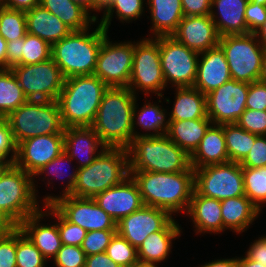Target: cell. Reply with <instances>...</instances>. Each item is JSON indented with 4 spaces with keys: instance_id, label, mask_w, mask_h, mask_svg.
<instances>
[{
    "instance_id": "6da1fadb",
    "label": "cell",
    "mask_w": 266,
    "mask_h": 267,
    "mask_svg": "<svg viewBox=\"0 0 266 267\" xmlns=\"http://www.w3.org/2000/svg\"><path fill=\"white\" fill-rule=\"evenodd\" d=\"M138 185L142 202L168 211L173 217L189 208L194 189V171L158 173L129 171Z\"/></svg>"
},
{
    "instance_id": "7a4b0ae2",
    "label": "cell",
    "mask_w": 266,
    "mask_h": 267,
    "mask_svg": "<svg viewBox=\"0 0 266 267\" xmlns=\"http://www.w3.org/2000/svg\"><path fill=\"white\" fill-rule=\"evenodd\" d=\"M138 96L128 87H108L91 125L106 147L128 149L134 139L133 108Z\"/></svg>"
},
{
    "instance_id": "3957f363",
    "label": "cell",
    "mask_w": 266,
    "mask_h": 267,
    "mask_svg": "<svg viewBox=\"0 0 266 267\" xmlns=\"http://www.w3.org/2000/svg\"><path fill=\"white\" fill-rule=\"evenodd\" d=\"M91 28L71 31L66 37L52 45L51 58L61 69L65 79L94 74L98 53L104 37L109 32L97 21L96 28L92 30Z\"/></svg>"
},
{
    "instance_id": "277c9868",
    "label": "cell",
    "mask_w": 266,
    "mask_h": 267,
    "mask_svg": "<svg viewBox=\"0 0 266 267\" xmlns=\"http://www.w3.org/2000/svg\"><path fill=\"white\" fill-rule=\"evenodd\" d=\"M107 89L94 74L65 79L56 100L64 127L91 126Z\"/></svg>"
},
{
    "instance_id": "5b68a950",
    "label": "cell",
    "mask_w": 266,
    "mask_h": 267,
    "mask_svg": "<svg viewBox=\"0 0 266 267\" xmlns=\"http://www.w3.org/2000/svg\"><path fill=\"white\" fill-rule=\"evenodd\" d=\"M129 153V171L175 173L194 171L190 155L166 134L133 139Z\"/></svg>"
},
{
    "instance_id": "8992f818",
    "label": "cell",
    "mask_w": 266,
    "mask_h": 267,
    "mask_svg": "<svg viewBox=\"0 0 266 267\" xmlns=\"http://www.w3.org/2000/svg\"><path fill=\"white\" fill-rule=\"evenodd\" d=\"M129 176L128 149L106 147L93 163L78 169L70 195L94 198L106 189L121 184Z\"/></svg>"
},
{
    "instance_id": "52a82bcc",
    "label": "cell",
    "mask_w": 266,
    "mask_h": 267,
    "mask_svg": "<svg viewBox=\"0 0 266 267\" xmlns=\"http://www.w3.org/2000/svg\"><path fill=\"white\" fill-rule=\"evenodd\" d=\"M233 80L252 83L266 78V50L255 33L225 35L218 44Z\"/></svg>"
},
{
    "instance_id": "ba28073f",
    "label": "cell",
    "mask_w": 266,
    "mask_h": 267,
    "mask_svg": "<svg viewBox=\"0 0 266 267\" xmlns=\"http://www.w3.org/2000/svg\"><path fill=\"white\" fill-rule=\"evenodd\" d=\"M5 120L9 123L17 145L36 136L64 134L65 129L56 100H28L13 110Z\"/></svg>"
},
{
    "instance_id": "9c48e42d",
    "label": "cell",
    "mask_w": 266,
    "mask_h": 267,
    "mask_svg": "<svg viewBox=\"0 0 266 267\" xmlns=\"http://www.w3.org/2000/svg\"><path fill=\"white\" fill-rule=\"evenodd\" d=\"M41 203L34 190L33 176L14 163L9 164L0 174V208L19 225L38 213Z\"/></svg>"
},
{
    "instance_id": "30bf717a",
    "label": "cell",
    "mask_w": 266,
    "mask_h": 267,
    "mask_svg": "<svg viewBox=\"0 0 266 267\" xmlns=\"http://www.w3.org/2000/svg\"><path fill=\"white\" fill-rule=\"evenodd\" d=\"M137 41V42H136ZM134 41L132 72L128 88L134 94L145 97L151 93L164 96L167 86L160 63L159 36L144 37Z\"/></svg>"
},
{
    "instance_id": "8fae6325",
    "label": "cell",
    "mask_w": 266,
    "mask_h": 267,
    "mask_svg": "<svg viewBox=\"0 0 266 267\" xmlns=\"http://www.w3.org/2000/svg\"><path fill=\"white\" fill-rule=\"evenodd\" d=\"M194 189L203 196L224 200L245 195L242 166L225 162L194 170Z\"/></svg>"
},
{
    "instance_id": "7c38bea8",
    "label": "cell",
    "mask_w": 266,
    "mask_h": 267,
    "mask_svg": "<svg viewBox=\"0 0 266 267\" xmlns=\"http://www.w3.org/2000/svg\"><path fill=\"white\" fill-rule=\"evenodd\" d=\"M160 63L167 88L193 87L199 53L172 36H159ZM169 85V86H168Z\"/></svg>"
},
{
    "instance_id": "4fadbf2b",
    "label": "cell",
    "mask_w": 266,
    "mask_h": 267,
    "mask_svg": "<svg viewBox=\"0 0 266 267\" xmlns=\"http://www.w3.org/2000/svg\"><path fill=\"white\" fill-rule=\"evenodd\" d=\"M28 100H57L65 77L52 58L47 61L17 65L11 69Z\"/></svg>"
},
{
    "instance_id": "5bb4252c",
    "label": "cell",
    "mask_w": 266,
    "mask_h": 267,
    "mask_svg": "<svg viewBox=\"0 0 266 267\" xmlns=\"http://www.w3.org/2000/svg\"><path fill=\"white\" fill-rule=\"evenodd\" d=\"M133 53L134 41L112 42L107 34L98 53L94 75L108 87H128Z\"/></svg>"
},
{
    "instance_id": "9a60e30c",
    "label": "cell",
    "mask_w": 266,
    "mask_h": 267,
    "mask_svg": "<svg viewBox=\"0 0 266 267\" xmlns=\"http://www.w3.org/2000/svg\"><path fill=\"white\" fill-rule=\"evenodd\" d=\"M249 83L229 80L206 94L208 118L213 124L236 123L246 109Z\"/></svg>"
},
{
    "instance_id": "2e32d148",
    "label": "cell",
    "mask_w": 266,
    "mask_h": 267,
    "mask_svg": "<svg viewBox=\"0 0 266 267\" xmlns=\"http://www.w3.org/2000/svg\"><path fill=\"white\" fill-rule=\"evenodd\" d=\"M51 205L70 223L79 225L87 232L116 229V222L93 198H79L64 195L56 198Z\"/></svg>"
},
{
    "instance_id": "e0dca14e",
    "label": "cell",
    "mask_w": 266,
    "mask_h": 267,
    "mask_svg": "<svg viewBox=\"0 0 266 267\" xmlns=\"http://www.w3.org/2000/svg\"><path fill=\"white\" fill-rule=\"evenodd\" d=\"M45 217L47 220L52 218L54 224L46 223ZM42 221H45V224ZM18 228L49 262L63 245L58 230V211L51 204L43 205L38 213L28 216L18 225Z\"/></svg>"
},
{
    "instance_id": "ac0fdd59",
    "label": "cell",
    "mask_w": 266,
    "mask_h": 267,
    "mask_svg": "<svg viewBox=\"0 0 266 267\" xmlns=\"http://www.w3.org/2000/svg\"><path fill=\"white\" fill-rule=\"evenodd\" d=\"M64 151V135L50 134L25 139L17 145L14 164L33 177Z\"/></svg>"
},
{
    "instance_id": "d6986e66",
    "label": "cell",
    "mask_w": 266,
    "mask_h": 267,
    "mask_svg": "<svg viewBox=\"0 0 266 267\" xmlns=\"http://www.w3.org/2000/svg\"><path fill=\"white\" fill-rule=\"evenodd\" d=\"M173 218L164 209L143 205L117 222L116 232L138 248L150 234L161 231Z\"/></svg>"
},
{
    "instance_id": "ffe728a7",
    "label": "cell",
    "mask_w": 266,
    "mask_h": 267,
    "mask_svg": "<svg viewBox=\"0 0 266 267\" xmlns=\"http://www.w3.org/2000/svg\"><path fill=\"white\" fill-rule=\"evenodd\" d=\"M93 199L116 223L144 205L138 185L131 176L121 184L97 194Z\"/></svg>"
},
{
    "instance_id": "44dd1931",
    "label": "cell",
    "mask_w": 266,
    "mask_h": 267,
    "mask_svg": "<svg viewBox=\"0 0 266 267\" xmlns=\"http://www.w3.org/2000/svg\"><path fill=\"white\" fill-rule=\"evenodd\" d=\"M171 36L198 53L217 46L220 39L210 15L184 16Z\"/></svg>"
},
{
    "instance_id": "7402d4cb",
    "label": "cell",
    "mask_w": 266,
    "mask_h": 267,
    "mask_svg": "<svg viewBox=\"0 0 266 267\" xmlns=\"http://www.w3.org/2000/svg\"><path fill=\"white\" fill-rule=\"evenodd\" d=\"M231 79L227 59L219 45L199 53L193 87L206 95Z\"/></svg>"
},
{
    "instance_id": "603a6c76",
    "label": "cell",
    "mask_w": 266,
    "mask_h": 267,
    "mask_svg": "<svg viewBox=\"0 0 266 267\" xmlns=\"http://www.w3.org/2000/svg\"><path fill=\"white\" fill-rule=\"evenodd\" d=\"M64 150L76 160L78 168L94 162L106 148L91 126L66 127L64 129Z\"/></svg>"
},
{
    "instance_id": "cb8c5ba5",
    "label": "cell",
    "mask_w": 266,
    "mask_h": 267,
    "mask_svg": "<svg viewBox=\"0 0 266 267\" xmlns=\"http://www.w3.org/2000/svg\"><path fill=\"white\" fill-rule=\"evenodd\" d=\"M72 161H74V160L64 150L58 157L51 160L48 164L43 166L35 174V176L33 177L34 178V190H35L38 198H40L38 195L39 191L37 189L38 187H40V186H38V180L39 179L40 180L43 179L42 181L44 182V184H46V187L50 186L52 188L54 187L53 185H55L53 180H55V179L59 180L60 179V181H63L62 182L63 185L61 186V188H63V189H62L61 193L57 196L47 193L45 196H43V200H41L42 201L41 206L51 204L56 198L64 196V195H70L73 192V188H74L75 183H76L79 168L77 167V165H74L73 167H71ZM64 166H65V168H64ZM66 167L68 168V170L66 169ZM69 168H71L73 171L71 170V172H70ZM51 175L53 178L52 177L50 178ZM40 176H41V178H40ZM35 178L37 180H35ZM46 179H47V182H45ZM65 179H66V181H65Z\"/></svg>"
},
{
    "instance_id": "d4e9b609",
    "label": "cell",
    "mask_w": 266,
    "mask_h": 267,
    "mask_svg": "<svg viewBox=\"0 0 266 267\" xmlns=\"http://www.w3.org/2000/svg\"><path fill=\"white\" fill-rule=\"evenodd\" d=\"M185 217H189L197 236L200 234L223 233V218L221 215V201L209 198L193 191L189 208Z\"/></svg>"
},
{
    "instance_id": "484cf974",
    "label": "cell",
    "mask_w": 266,
    "mask_h": 267,
    "mask_svg": "<svg viewBox=\"0 0 266 267\" xmlns=\"http://www.w3.org/2000/svg\"><path fill=\"white\" fill-rule=\"evenodd\" d=\"M165 96H157V102H151V99L145 100L144 105L139 108L138 99L133 108V133L134 138L140 136H160L166 134L169 128V111L165 109L161 99ZM139 127V128H138ZM144 132L140 133L137 129Z\"/></svg>"
},
{
    "instance_id": "4316f807",
    "label": "cell",
    "mask_w": 266,
    "mask_h": 267,
    "mask_svg": "<svg viewBox=\"0 0 266 267\" xmlns=\"http://www.w3.org/2000/svg\"><path fill=\"white\" fill-rule=\"evenodd\" d=\"M183 228L173 218L161 231L150 234L137 248L138 260L144 263H162L168 260L174 244L179 239Z\"/></svg>"
},
{
    "instance_id": "83f0119b",
    "label": "cell",
    "mask_w": 266,
    "mask_h": 267,
    "mask_svg": "<svg viewBox=\"0 0 266 267\" xmlns=\"http://www.w3.org/2000/svg\"><path fill=\"white\" fill-rule=\"evenodd\" d=\"M249 0H212L211 18L220 37L247 34L245 10Z\"/></svg>"
},
{
    "instance_id": "f1b7e54d",
    "label": "cell",
    "mask_w": 266,
    "mask_h": 267,
    "mask_svg": "<svg viewBox=\"0 0 266 267\" xmlns=\"http://www.w3.org/2000/svg\"><path fill=\"white\" fill-rule=\"evenodd\" d=\"M261 213L246 195L221 200L223 233L227 230L236 235L245 233Z\"/></svg>"
},
{
    "instance_id": "f546056e",
    "label": "cell",
    "mask_w": 266,
    "mask_h": 267,
    "mask_svg": "<svg viewBox=\"0 0 266 267\" xmlns=\"http://www.w3.org/2000/svg\"><path fill=\"white\" fill-rule=\"evenodd\" d=\"M191 167L195 170L229 161L224 136V124H212L190 155Z\"/></svg>"
},
{
    "instance_id": "4dcf8cb0",
    "label": "cell",
    "mask_w": 266,
    "mask_h": 267,
    "mask_svg": "<svg viewBox=\"0 0 266 267\" xmlns=\"http://www.w3.org/2000/svg\"><path fill=\"white\" fill-rule=\"evenodd\" d=\"M152 25L148 37L171 36L183 19L181 0H146Z\"/></svg>"
},
{
    "instance_id": "1f68e13d",
    "label": "cell",
    "mask_w": 266,
    "mask_h": 267,
    "mask_svg": "<svg viewBox=\"0 0 266 267\" xmlns=\"http://www.w3.org/2000/svg\"><path fill=\"white\" fill-rule=\"evenodd\" d=\"M27 32L47 41L51 46L72 30L41 5L25 12Z\"/></svg>"
},
{
    "instance_id": "d6a6232c",
    "label": "cell",
    "mask_w": 266,
    "mask_h": 267,
    "mask_svg": "<svg viewBox=\"0 0 266 267\" xmlns=\"http://www.w3.org/2000/svg\"><path fill=\"white\" fill-rule=\"evenodd\" d=\"M175 99L169 112L170 121L194 120L208 117L206 95L195 87H175Z\"/></svg>"
},
{
    "instance_id": "836d02e7",
    "label": "cell",
    "mask_w": 266,
    "mask_h": 267,
    "mask_svg": "<svg viewBox=\"0 0 266 267\" xmlns=\"http://www.w3.org/2000/svg\"><path fill=\"white\" fill-rule=\"evenodd\" d=\"M213 122L208 118L170 121L166 135L191 155Z\"/></svg>"
},
{
    "instance_id": "e575fe53",
    "label": "cell",
    "mask_w": 266,
    "mask_h": 267,
    "mask_svg": "<svg viewBox=\"0 0 266 267\" xmlns=\"http://www.w3.org/2000/svg\"><path fill=\"white\" fill-rule=\"evenodd\" d=\"M40 5L57 16L72 31L92 27L96 19L81 5L72 0H40Z\"/></svg>"
},
{
    "instance_id": "d590c367",
    "label": "cell",
    "mask_w": 266,
    "mask_h": 267,
    "mask_svg": "<svg viewBox=\"0 0 266 267\" xmlns=\"http://www.w3.org/2000/svg\"><path fill=\"white\" fill-rule=\"evenodd\" d=\"M27 101L13 71L0 68V118L5 119Z\"/></svg>"
},
{
    "instance_id": "8d00e7d4",
    "label": "cell",
    "mask_w": 266,
    "mask_h": 267,
    "mask_svg": "<svg viewBox=\"0 0 266 267\" xmlns=\"http://www.w3.org/2000/svg\"><path fill=\"white\" fill-rule=\"evenodd\" d=\"M145 6L146 0H113L97 22L108 32L115 14V18L126 25L145 16Z\"/></svg>"
},
{
    "instance_id": "74e56055",
    "label": "cell",
    "mask_w": 266,
    "mask_h": 267,
    "mask_svg": "<svg viewBox=\"0 0 266 267\" xmlns=\"http://www.w3.org/2000/svg\"><path fill=\"white\" fill-rule=\"evenodd\" d=\"M224 136L229 161L240 163L259 136L239 127L236 123L224 124Z\"/></svg>"
},
{
    "instance_id": "f35d334b",
    "label": "cell",
    "mask_w": 266,
    "mask_h": 267,
    "mask_svg": "<svg viewBox=\"0 0 266 267\" xmlns=\"http://www.w3.org/2000/svg\"><path fill=\"white\" fill-rule=\"evenodd\" d=\"M245 195L260 209L266 205V166L259 168L242 167Z\"/></svg>"
},
{
    "instance_id": "ab89813d",
    "label": "cell",
    "mask_w": 266,
    "mask_h": 267,
    "mask_svg": "<svg viewBox=\"0 0 266 267\" xmlns=\"http://www.w3.org/2000/svg\"><path fill=\"white\" fill-rule=\"evenodd\" d=\"M48 260L29 238L16 227V266L46 267Z\"/></svg>"
},
{
    "instance_id": "60d3db41",
    "label": "cell",
    "mask_w": 266,
    "mask_h": 267,
    "mask_svg": "<svg viewBox=\"0 0 266 267\" xmlns=\"http://www.w3.org/2000/svg\"><path fill=\"white\" fill-rule=\"evenodd\" d=\"M52 46L38 36L26 33L22 38L20 65L36 64L51 58Z\"/></svg>"
},
{
    "instance_id": "b9f144b4",
    "label": "cell",
    "mask_w": 266,
    "mask_h": 267,
    "mask_svg": "<svg viewBox=\"0 0 266 267\" xmlns=\"http://www.w3.org/2000/svg\"><path fill=\"white\" fill-rule=\"evenodd\" d=\"M27 33L26 16L24 11L6 7L0 9V34L8 42L23 38Z\"/></svg>"
},
{
    "instance_id": "7bdbcfd3",
    "label": "cell",
    "mask_w": 266,
    "mask_h": 267,
    "mask_svg": "<svg viewBox=\"0 0 266 267\" xmlns=\"http://www.w3.org/2000/svg\"><path fill=\"white\" fill-rule=\"evenodd\" d=\"M106 254L121 267H133L139 262L137 248L117 232L112 237Z\"/></svg>"
},
{
    "instance_id": "ee69618b",
    "label": "cell",
    "mask_w": 266,
    "mask_h": 267,
    "mask_svg": "<svg viewBox=\"0 0 266 267\" xmlns=\"http://www.w3.org/2000/svg\"><path fill=\"white\" fill-rule=\"evenodd\" d=\"M116 233V229L93 230L86 233L81 249L86 256L106 252V249Z\"/></svg>"
},
{
    "instance_id": "f6af8a7d",
    "label": "cell",
    "mask_w": 266,
    "mask_h": 267,
    "mask_svg": "<svg viewBox=\"0 0 266 267\" xmlns=\"http://www.w3.org/2000/svg\"><path fill=\"white\" fill-rule=\"evenodd\" d=\"M86 257L80 246L63 244L50 262L55 267H85Z\"/></svg>"
},
{
    "instance_id": "bcb514c9",
    "label": "cell",
    "mask_w": 266,
    "mask_h": 267,
    "mask_svg": "<svg viewBox=\"0 0 266 267\" xmlns=\"http://www.w3.org/2000/svg\"><path fill=\"white\" fill-rule=\"evenodd\" d=\"M236 124L250 133L266 135V110L258 111L246 108Z\"/></svg>"
},
{
    "instance_id": "7dc6e473",
    "label": "cell",
    "mask_w": 266,
    "mask_h": 267,
    "mask_svg": "<svg viewBox=\"0 0 266 267\" xmlns=\"http://www.w3.org/2000/svg\"><path fill=\"white\" fill-rule=\"evenodd\" d=\"M58 230L62 244L72 246H81L87 233V231L79 225H75L67 221L59 212Z\"/></svg>"
},
{
    "instance_id": "c3c4849f",
    "label": "cell",
    "mask_w": 266,
    "mask_h": 267,
    "mask_svg": "<svg viewBox=\"0 0 266 267\" xmlns=\"http://www.w3.org/2000/svg\"><path fill=\"white\" fill-rule=\"evenodd\" d=\"M17 153V144L14 140L9 123L0 118V158L14 163Z\"/></svg>"
},
{
    "instance_id": "681fc988",
    "label": "cell",
    "mask_w": 266,
    "mask_h": 267,
    "mask_svg": "<svg viewBox=\"0 0 266 267\" xmlns=\"http://www.w3.org/2000/svg\"><path fill=\"white\" fill-rule=\"evenodd\" d=\"M242 167L259 168L266 166V135H259L249 153L240 162Z\"/></svg>"
},
{
    "instance_id": "f907efd6",
    "label": "cell",
    "mask_w": 266,
    "mask_h": 267,
    "mask_svg": "<svg viewBox=\"0 0 266 267\" xmlns=\"http://www.w3.org/2000/svg\"><path fill=\"white\" fill-rule=\"evenodd\" d=\"M0 267L16 266V228L0 236Z\"/></svg>"
},
{
    "instance_id": "816d5d0a",
    "label": "cell",
    "mask_w": 266,
    "mask_h": 267,
    "mask_svg": "<svg viewBox=\"0 0 266 267\" xmlns=\"http://www.w3.org/2000/svg\"><path fill=\"white\" fill-rule=\"evenodd\" d=\"M246 108L251 110H266V78L249 84Z\"/></svg>"
},
{
    "instance_id": "f5cc1de1",
    "label": "cell",
    "mask_w": 266,
    "mask_h": 267,
    "mask_svg": "<svg viewBox=\"0 0 266 267\" xmlns=\"http://www.w3.org/2000/svg\"><path fill=\"white\" fill-rule=\"evenodd\" d=\"M266 20V6L249 0L245 10L247 33H255Z\"/></svg>"
},
{
    "instance_id": "db71d44e",
    "label": "cell",
    "mask_w": 266,
    "mask_h": 267,
    "mask_svg": "<svg viewBox=\"0 0 266 267\" xmlns=\"http://www.w3.org/2000/svg\"><path fill=\"white\" fill-rule=\"evenodd\" d=\"M184 16L211 14L212 0H181Z\"/></svg>"
},
{
    "instance_id": "11a10c76",
    "label": "cell",
    "mask_w": 266,
    "mask_h": 267,
    "mask_svg": "<svg viewBox=\"0 0 266 267\" xmlns=\"http://www.w3.org/2000/svg\"><path fill=\"white\" fill-rule=\"evenodd\" d=\"M244 254L247 259L266 266V235L263 234L251 242Z\"/></svg>"
},
{
    "instance_id": "9f6ffc18",
    "label": "cell",
    "mask_w": 266,
    "mask_h": 267,
    "mask_svg": "<svg viewBox=\"0 0 266 267\" xmlns=\"http://www.w3.org/2000/svg\"><path fill=\"white\" fill-rule=\"evenodd\" d=\"M22 38H16L7 42L6 69L20 65Z\"/></svg>"
},
{
    "instance_id": "6f0895ef",
    "label": "cell",
    "mask_w": 266,
    "mask_h": 267,
    "mask_svg": "<svg viewBox=\"0 0 266 267\" xmlns=\"http://www.w3.org/2000/svg\"><path fill=\"white\" fill-rule=\"evenodd\" d=\"M85 267H121L116 264L106 252L93 254L86 257Z\"/></svg>"
},
{
    "instance_id": "680465c9",
    "label": "cell",
    "mask_w": 266,
    "mask_h": 267,
    "mask_svg": "<svg viewBox=\"0 0 266 267\" xmlns=\"http://www.w3.org/2000/svg\"><path fill=\"white\" fill-rule=\"evenodd\" d=\"M6 8L20 11H28L40 5V0H4Z\"/></svg>"
},
{
    "instance_id": "91938a15",
    "label": "cell",
    "mask_w": 266,
    "mask_h": 267,
    "mask_svg": "<svg viewBox=\"0 0 266 267\" xmlns=\"http://www.w3.org/2000/svg\"><path fill=\"white\" fill-rule=\"evenodd\" d=\"M18 225L0 208V236L6 235Z\"/></svg>"
},
{
    "instance_id": "94428289",
    "label": "cell",
    "mask_w": 266,
    "mask_h": 267,
    "mask_svg": "<svg viewBox=\"0 0 266 267\" xmlns=\"http://www.w3.org/2000/svg\"><path fill=\"white\" fill-rule=\"evenodd\" d=\"M198 267H237V256L234 258H218L211 262H206L204 265H199Z\"/></svg>"
},
{
    "instance_id": "6125c7cd",
    "label": "cell",
    "mask_w": 266,
    "mask_h": 267,
    "mask_svg": "<svg viewBox=\"0 0 266 267\" xmlns=\"http://www.w3.org/2000/svg\"><path fill=\"white\" fill-rule=\"evenodd\" d=\"M112 1L113 0H90V14L97 20L99 17L98 14L101 12L103 13Z\"/></svg>"
},
{
    "instance_id": "be15d7a7",
    "label": "cell",
    "mask_w": 266,
    "mask_h": 267,
    "mask_svg": "<svg viewBox=\"0 0 266 267\" xmlns=\"http://www.w3.org/2000/svg\"><path fill=\"white\" fill-rule=\"evenodd\" d=\"M7 41L0 34V68L6 69Z\"/></svg>"
},
{
    "instance_id": "e7e4bbea",
    "label": "cell",
    "mask_w": 266,
    "mask_h": 267,
    "mask_svg": "<svg viewBox=\"0 0 266 267\" xmlns=\"http://www.w3.org/2000/svg\"><path fill=\"white\" fill-rule=\"evenodd\" d=\"M237 267H266L265 265L259 264V262L249 260L245 256L237 257Z\"/></svg>"
},
{
    "instance_id": "03108f58",
    "label": "cell",
    "mask_w": 266,
    "mask_h": 267,
    "mask_svg": "<svg viewBox=\"0 0 266 267\" xmlns=\"http://www.w3.org/2000/svg\"><path fill=\"white\" fill-rule=\"evenodd\" d=\"M256 37L258 38L259 42L261 45L265 48L266 50V20L264 23L257 29L255 32Z\"/></svg>"
},
{
    "instance_id": "003e7915",
    "label": "cell",
    "mask_w": 266,
    "mask_h": 267,
    "mask_svg": "<svg viewBox=\"0 0 266 267\" xmlns=\"http://www.w3.org/2000/svg\"><path fill=\"white\" fill-rule=\"evenodd\" d=\"M72 1L81 5L83 8H85L90 13V0H72Z\"/></svg>"
},
{
    "instance_id": "a7ac6f4b",
    "label": "cell",
    "mask_w": 266,
    "mask_h": 267,
    "mask_svg": "<svg viewBox=\"0 0 266 267\" xmlns=\"http://www.w3.org/2000/svg\"><path fill=\"white\" fill-rule=\"evenodd\" d=\"M159 265L157 263H144V262H138L133 267H158Z\"/></svg>"
},
{
    "instance_id": "89a4df30",
    "label": "cell",
    "mask_w": 266,
    "mask_h": 267,
    "mask_svg": "<svg viewBox=\"0 0 266 267\" xmlns=\"http://www.w3.org/2000/svg\"><path fill=\"white\" fill-rule=\"evenodd\" d=\"M10 163L5 160L0 158V174L4 171V169L9 165Z\"/></svg>"
},
{
    "instance_id": "2644e50d",
    "label": "cell",
    "mask_w": 266,
    "mask_h": 267,
    "mask_svg": "<svg viewBox=\"0 0 266 267\" xmlns=\"http://www.w3.org/2000/svg\"><path fill=\"white\" fill-rule=\"evenodd\" d=\"M254 3L266 6V0H250Z\"/></svg>"
},
{
    "instance_id": "8c879c8a",
    "label": "cell",
    "mask_w": 266,
    "mask_h": 267,
    "mask_svg": "<svg viewBox=\"0 0 266 267\" xmlns=\"http://www.w3.org/2000/svg\"><path fill=\"white\" fill-rule=\"evenodd\" d=\"M3 7H5L4 0H0V9H2Z\"/></svg>"
}]
</instances>
